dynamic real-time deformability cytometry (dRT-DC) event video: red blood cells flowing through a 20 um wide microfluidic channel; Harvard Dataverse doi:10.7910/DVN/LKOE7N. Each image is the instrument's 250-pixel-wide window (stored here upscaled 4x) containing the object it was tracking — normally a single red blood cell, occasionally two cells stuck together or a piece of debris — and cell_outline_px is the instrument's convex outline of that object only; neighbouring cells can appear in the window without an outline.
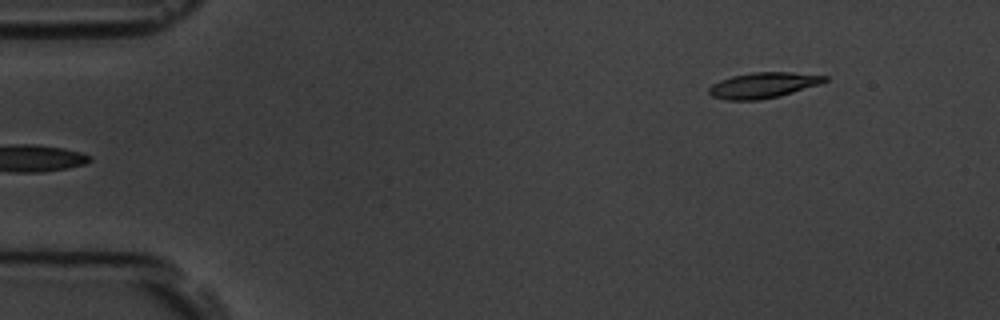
{"species": "common noctule bat (a hibernating species)", "species_latin": "Nyctalus noctula", "temperature_condition": "room temperature", "stored_images_in_passage": 5, "camera_frame_rate_fps": 3000, "um_per_image_px": 0.085, "animal": {"sex": "male", "body_mass_g": 19.5, "forearm_length_mm": 54.6}, "frame": {"image": 1, "passage_image": 5, "time_ms": 5.333, "image_size_px": [1000, 320], "cell_outline_px": [[828, 80], [820, 84], [780, 96], [760, 100], [728, 100], [712, 96], [708, 92], [708, 88], [712, 84], [720, 80], [732, 76], [752, 72], [792, 72], [828, 76]], "centroid_in_image_um": [64.87, 7.24], "position_along_channel_um": 20.1, "area_um2": 17.34}}